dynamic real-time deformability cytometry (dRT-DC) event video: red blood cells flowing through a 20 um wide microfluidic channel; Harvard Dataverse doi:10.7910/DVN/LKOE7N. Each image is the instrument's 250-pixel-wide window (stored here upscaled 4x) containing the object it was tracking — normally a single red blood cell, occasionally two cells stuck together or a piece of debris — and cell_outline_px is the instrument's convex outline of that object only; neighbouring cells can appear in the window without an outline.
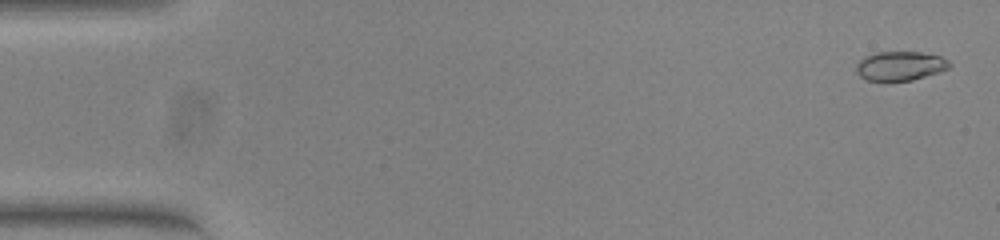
{"species": "common noctule bat (a hibernating species)", "species_latin": "Nyctalus noctula", "temperature_condition": "warm", "stored_images_in_passage": 54, "camera_frame_rate_fps": 3000, "um_per_image_px": 0.085, "animal": {"sex": "female", "body_mass_g": 23.0, "forearm_length_mm": 53.4}, "frame": {"image": 1, "passage_image": 2, "time_ms": 0.333, "image_size_px": [1000, 240], "cell_outline_px": [[952, 64], [948, 68], [940, 72], [912, 80], [868, 80], [860, 76], [856, 72], [856, 64], [864, 56], [876, 52], [920, 52], [940, 56], [948, 60]], "centroid_in_image_um": [76.52, 5.59], "position_along_channel_um": 8.5, "area_um2": 15.78}}
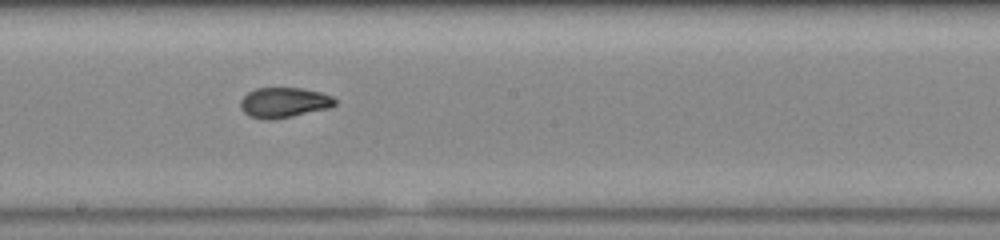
{"frame": {"image": 2, "passage_image": 30, "time_ms": 9.667, "image_size_px": [1000, 240], "cell_outline_px": [[336, 104], [328, 108], [292, 116], [268, 120], [264, 120], [248, 116], [240, 108], [240, 100], [248, 92], [256, 88], [300, 88], [320, 92], [332, 96], [336, 100]], "centroid_in_image_um": [24.1, 8.72], "position_along_channel_um": 224.1, "area_um2": 16.59}}
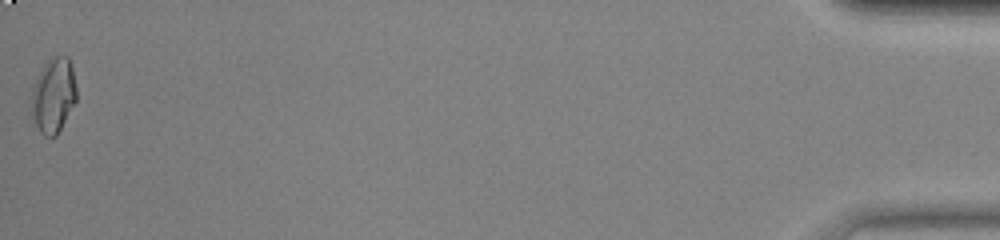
{"frame": {"image": 3, "passage_image": 54, "time_ms": 17.667, "image_size_px": [1000, 240], "cell_outline_px": [[76, 100], [56, 136], [44, 136], [40, 132], [36, 124], [32, 112], [32, 88], [44, 64], [48, 60], [56, 56], [68, 56], [72, 68], [76, 88]], "centroid_in_image_um": [4.55, 8.1], "position_along_channel_um": 430.6, "area_um2": 19.19}, "authors_computed_cell_mechanics": {"area_um2": 16.5886, "velocity_mm_per_s": 3.8374, "shape_relaxation_time_tau1_ms": null, "shape_relaxation_time_tau2_ms": 0.755, "deformation_change_tau1": null, "deformation_change_tau2": 0.0496}}